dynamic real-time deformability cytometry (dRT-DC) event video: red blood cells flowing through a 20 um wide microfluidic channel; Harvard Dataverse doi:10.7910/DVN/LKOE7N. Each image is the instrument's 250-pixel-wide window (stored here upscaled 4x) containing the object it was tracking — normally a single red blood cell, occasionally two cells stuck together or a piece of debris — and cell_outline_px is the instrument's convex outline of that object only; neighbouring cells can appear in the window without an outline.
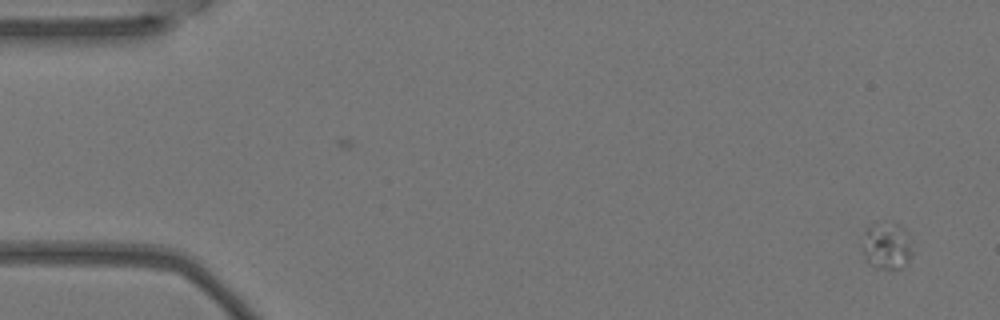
{"species": "Egyptian fruit bat (a non-hibernating species)", "species_latin": "Rousettus aegyptiacus", "temperature_condition": "warm", "stored_images_in_passage": 6, "camera_frame_rate_fps": 3000, "um_per_image_px": 0.085, "animal": {"sex": "female"}, "frame": {"image": 1, "passage_image": 1, "time_ms": 0.0, "image_size_px": [1000, 320], "cell_outline_px": [[912, 256], [900, 268], [876, 268], [868, 264], [864, 260], [860, 252], [860, 244], [864, 228], [896, 224], [900, 224], [908, 232], [912, 252]], "centroid_in_image_um": [75.3, 20.94], "position_along_channel_um": 9.7, "area_um2": 13.81}}